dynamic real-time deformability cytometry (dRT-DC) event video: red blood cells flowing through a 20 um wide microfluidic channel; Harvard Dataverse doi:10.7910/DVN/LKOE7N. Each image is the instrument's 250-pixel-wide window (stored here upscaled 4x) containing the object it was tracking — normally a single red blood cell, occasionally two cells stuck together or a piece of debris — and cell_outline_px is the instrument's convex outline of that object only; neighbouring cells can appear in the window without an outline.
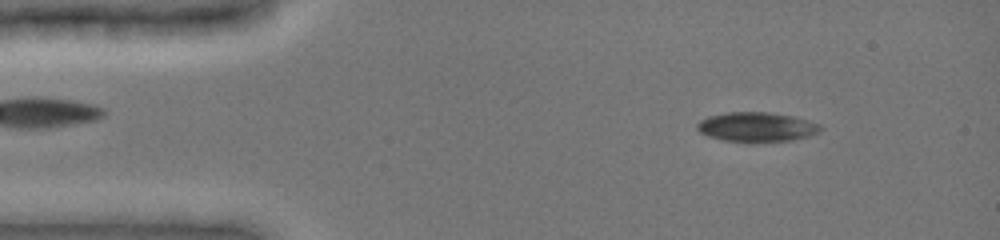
{"species": "common noctule bat (a hibernating species)", "species_latin": "Nyctalus noctula", "temperature_condition": "cold", "stored_images_in_passage": 47, "camera_frame_rate_fps": 3000, "um_per_image_px": 0.085, "animal": {"sex": "female", "body_mass_g": 19.0, "forearm_length_mm": 51.5}, "frame": {"image": 1, "passage_image": 5, "time_ms": 1.333, "image_size_px": [1000, 240], "cell_outline_px": [[824, 128], [820, 132], [808, 136], [792, 140], [724, 140], [708, 136], [700, 132], [696, 128], [696, 124], [700, 120], [708, 116], [728, 112], [768, 112], [792, 116], [820, 124]], "centroid_in_image_um": [64.32, 10.76], "position_along_channel_um": 20.7, "area_um2": 20.69}}
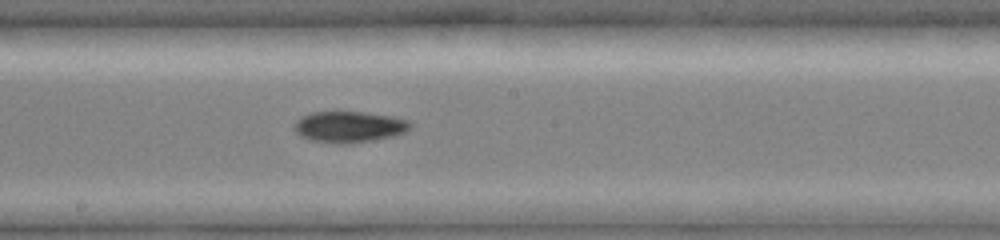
{"frame": {"image": 2, "passage_image": 25, "time_ms": 8.0, "image_size_px": [1000, 240], "cell_outline_px": [[412, 128], [396, 136], [352, 144], [336, 144], [308, 140], [300, 136], [292, 128], [296, 120], [300, 116], [312, 112], [364, 112], [392, 116], [408, 120], [412, 124]], "centroid_in_image_um": [29.66, 10.8], "position_along_channel_um": 218.5, "area_um2": 21.56}}
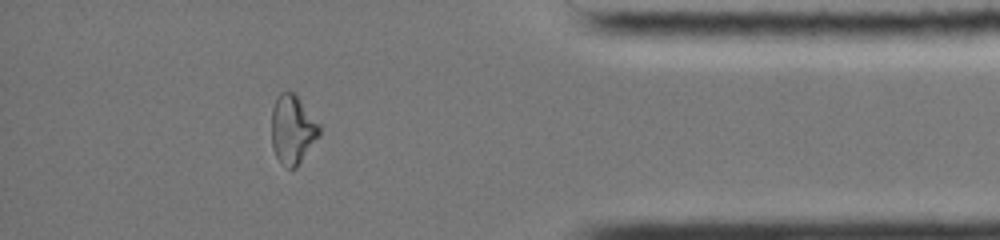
{"frame": {"image": 3, "passage_image": 41, "time_ms": 13.333, "image_size_px": [1000, 240], "cell_outline_px": [[320, 136], [296, 168], [288, 168], [276, 156], [272, 148], [272, 108], [280, 92], [296, 92], [320, 124]], "centroid_in_image_um": [24.9, 10.98], "position_along_channel_um": 410.3, "area_um2": 19.36}, "authors_computed_cell_mechanics": {"area_um2": 20.9814, "velocity_mm_per_s": 3.9693, "shape_relaxation_time_tau1_ms": 5.7392, "shape_relaxation_time_tau2_ms": null, "deformation_change_tau1": 0.1483, "deformation_change_tau2": null}}